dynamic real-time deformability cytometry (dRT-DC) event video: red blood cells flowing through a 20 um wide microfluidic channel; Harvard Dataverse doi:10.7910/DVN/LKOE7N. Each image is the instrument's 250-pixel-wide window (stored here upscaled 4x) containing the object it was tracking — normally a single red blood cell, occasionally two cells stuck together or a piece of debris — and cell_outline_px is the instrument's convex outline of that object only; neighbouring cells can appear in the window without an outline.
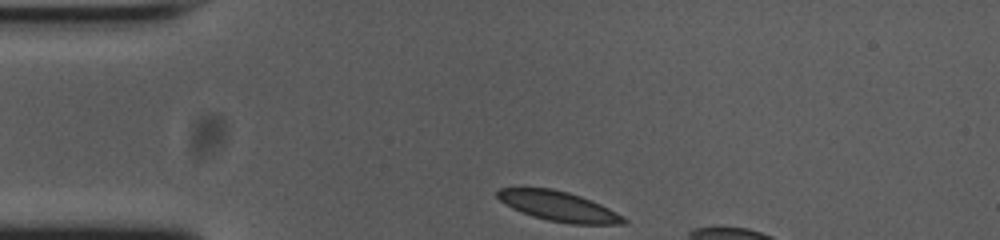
{"species": "common noctule bat (a hibernating species)", "species_latin": "Nyctalus noctula", "temperature_condition": "cold", "stored_images_in_passage": 6, "camera_frame_rate_fps": 3000, "um_per_image_px": 0.085, "animal": {"sex": "female", "body_mass_g": 23.0, "forearm_length_mm": 53.4}, "frame": {"image": 1, "passage_image": 1, "time_ms": 0.0, "image_size_px": [1000, 240], "cell_outline_px": [[628, 220], [624, 224], [568, 224], [548, 220], [532, 216], [512, 208], [504, 204], [496, 196], [496, 192], [500, 188], [552, 188], [568, 192], [592, 200], [624, 216]], "centroid_in_image_um": [47.48, 17.54], "position_along_channel_um": 37.5, "area_um2": 21.96}}